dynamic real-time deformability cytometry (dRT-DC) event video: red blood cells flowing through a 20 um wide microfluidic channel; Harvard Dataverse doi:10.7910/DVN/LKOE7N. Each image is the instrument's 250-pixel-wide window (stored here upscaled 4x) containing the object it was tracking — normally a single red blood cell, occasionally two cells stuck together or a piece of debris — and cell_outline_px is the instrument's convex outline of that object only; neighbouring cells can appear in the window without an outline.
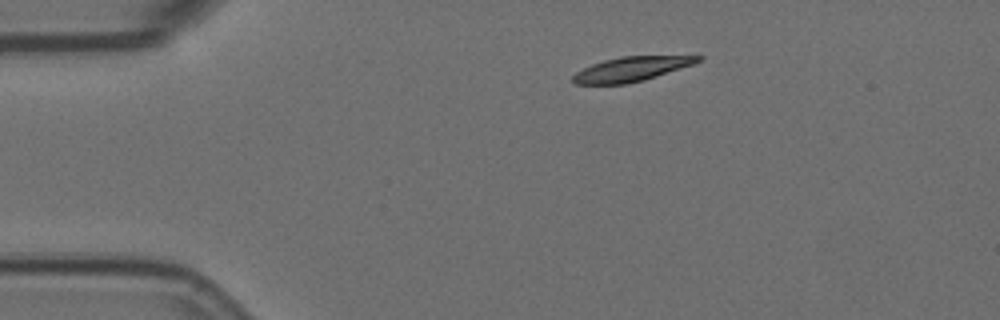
{"species": "Egyptian fruit bat (a non-hibernating species)", "species_latin": "Rousettus aegyptiacus", "temperature_condition": "room temperature", "stored_images_in_passage": 2, "camera_frame_rate_fps": 3000, "um_per_image_px": 0.085, "animal": {"sex": "female"}, "frame": {"image": 1, "passage_image": 2, "time_ms": 0.333, "image_size_px": [1000, 320], "cell_outline_px": [[704, 56], [700, 60], [692, 64], [644, 80], [624, 84], [576, 84], [572, 80], [572, 76], [576, 72], [592, 64], [604, 60], [620, 56]], "centroid_in_image_um": [53.61, 5.87], "position_along_channel_um": 31.4, "area_um2": 17.51}}